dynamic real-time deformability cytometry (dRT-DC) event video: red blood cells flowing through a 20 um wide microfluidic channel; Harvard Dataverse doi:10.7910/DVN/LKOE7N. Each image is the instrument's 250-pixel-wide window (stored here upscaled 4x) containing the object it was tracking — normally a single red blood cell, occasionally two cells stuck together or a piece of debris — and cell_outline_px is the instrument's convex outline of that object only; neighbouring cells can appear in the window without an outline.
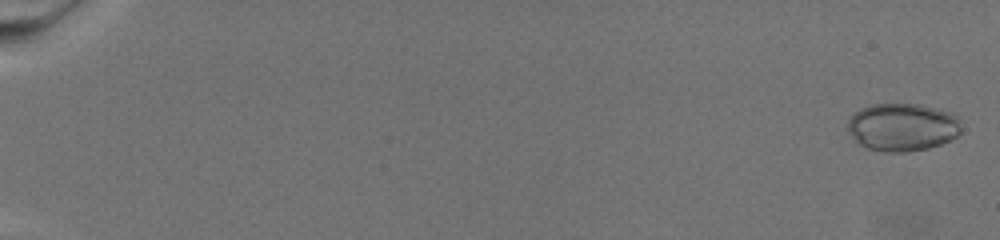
{"species": "common noctule bat (a hibernating species)", "species_latin": "Nyctalus noctula", "temperature_condition": "warm", "stored_images_in_passage": 73, "camera_frame_rate_fps": 3000, "um_per_image_px": 0.085, "animal": {"sex": "female", "body_mass_g": 19.5, "forearm_length_mm": 54.1}, "frame": {"image": 1, "passage_image": 2, "time_ms": 0.333, "image_size_px": [1000, 240], "cell_outline_px": [[960, 132], [956, 136], [940, 144], [928, 148], [908, 152], [888, 152], [868, 148], [852, 140], [848, 128], [848, 120], [856, 112], [864, 108], [876, 104], [916, 104], [948, 112], [956, 116], [960, 128]], "centroid_in_image_um": [76.67, 10.82], "position_along_channel_um": 8.3, "area_um2": 31.15}}
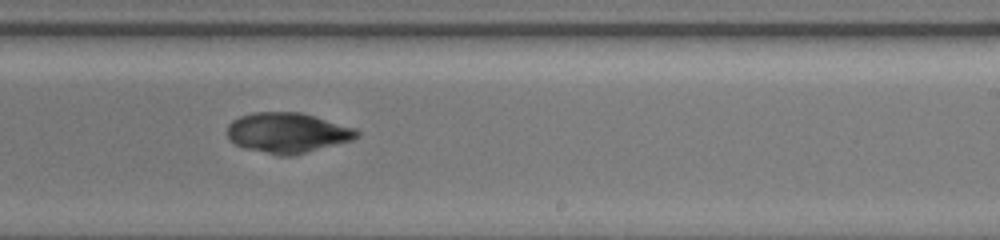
{"frame": {"image": 2, "passage_image": 49, "time_ms": 16.0, "image_size_px": [1000, 240], "cell_outline_px": [[360, 136], [352, 140], [308, 152], [292, 156], [276, 156], [244, 148], [236, 144], [228, 136], [228, 124], [232, 120], [240, 116], [252, 112], [300, 112], [352, 128], [360, 132]], "centroid_in_image_um": [24.4, 11.3], "position_along_channel_um": 264.6, "area_um2": 30.23}}
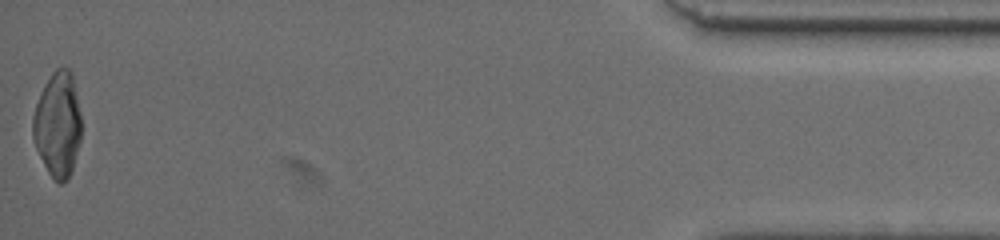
{"frame": {"image": 3, "passage_image": 73, "time_ms": 24.0, "image_size_px": [1000, 240], "cell_outline_px": [[80, 140], [72, 172], [68, 180], [60, 184], [56, 184], [48, 172], [36, 148], [32, 136], [32, 116], [40, 92], [44, 84], [52, 72], [56, 68], [68, 68], [72, 72], [80, 112]], "centroid_in_image_um": [4.9, 10.6], "position_along_channel_um": 430.3, "area_um2": 29.88}}